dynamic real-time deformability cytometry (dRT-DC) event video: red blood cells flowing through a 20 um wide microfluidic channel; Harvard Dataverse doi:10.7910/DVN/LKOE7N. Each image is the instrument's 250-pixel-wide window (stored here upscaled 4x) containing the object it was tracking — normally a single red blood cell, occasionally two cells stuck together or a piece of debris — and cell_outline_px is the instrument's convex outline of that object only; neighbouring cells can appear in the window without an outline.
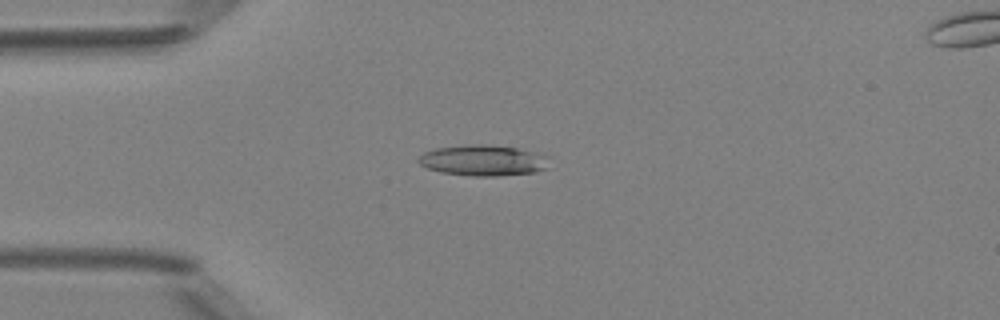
{"species": "Egyptian fruit bat (a non-hibernating species)", "species_latin": "Rousettus aegyptiacus", "temperature_condition": "room temperature", "stored_images_in_passage": 5, "camera_frame_rate_fps": 3000, "um_per_image_px": 0.085, "animal": {"sex": "female"}, "frame": {"image": 1, "passage_image": 4, "time_ms": 3.333, "image_size_px": [1000, 320], "cell_outline_px": [[548, 168], [536, 172], [496, 176], [472, 176], [440, 172], [428, 168], [420, 164], [416, 160], [424, 152], [436, 148], [464, 144], [484, 144], [516, 148], [548, 156]], "centroid_in_image_um": [41.05, 13.63], "position_along_channel_um": 44.0, "area_um2": 23.52}}